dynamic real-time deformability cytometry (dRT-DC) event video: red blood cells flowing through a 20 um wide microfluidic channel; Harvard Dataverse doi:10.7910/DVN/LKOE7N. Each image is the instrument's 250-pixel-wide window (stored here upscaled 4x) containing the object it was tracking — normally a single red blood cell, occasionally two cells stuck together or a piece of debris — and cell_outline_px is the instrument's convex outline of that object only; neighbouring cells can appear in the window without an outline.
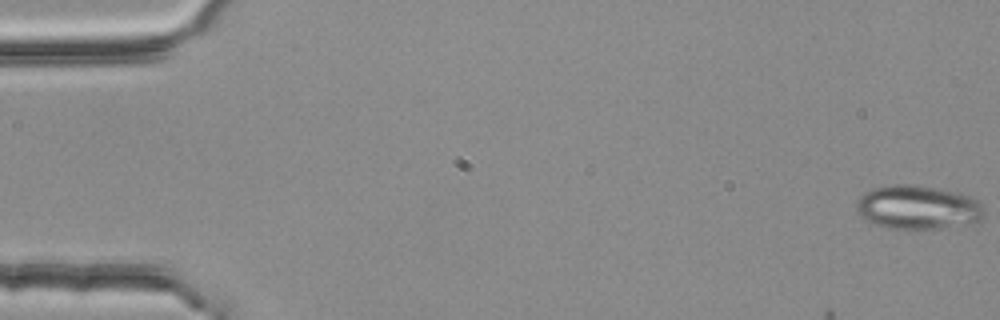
{"species": "common noctule bat (a hibernating species)", "species_latin": "Nyctalus noctula", "temperature_condition": "room temperature", "stored_images_in_passage": 32, "camera_frame_rate_fps": 3000, "um_per_image_px": 0.085, "animal": {"sex": "female", "body_mass_g": 25.1}, "frame": {"image": 1, "passage_image": 1, "time_ms": 0.0, "image_size_px": [1000, 320], "cell_outline_px": [[984, 216], [980, 220], [940, 228], [884, 228], [860, 216], [856, 208], [856, 200], [864, 192], [872, 188], [888, 184], [916, 184], [960, 192], [972, 196], [980, 200], [984, 208]], "centroid_in_image_um": [78.01, 17.58], "position_along_channel_um": 7.0, "area_um2": 32.95}}